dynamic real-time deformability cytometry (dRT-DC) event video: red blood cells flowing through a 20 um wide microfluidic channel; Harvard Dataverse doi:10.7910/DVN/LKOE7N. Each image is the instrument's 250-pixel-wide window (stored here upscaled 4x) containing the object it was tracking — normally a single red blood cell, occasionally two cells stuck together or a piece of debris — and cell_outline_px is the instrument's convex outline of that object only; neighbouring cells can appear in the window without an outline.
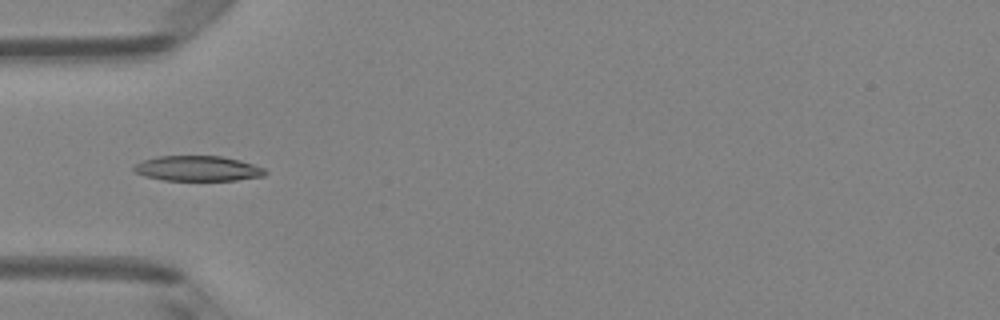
{"species": "Egyptian fruit bat (a non-hibernating species)", "species_latin": "Rousettus aegyptiacus", "temperature_condition": "room temperature", "stored_images_in_passage": 5, "camera_frame_rate_fps": 3000, "um_per_image_px": 0.085, "animal": {"sex": "female"}, "frame": {"image": 1, "passage_image": 4, "time_ms": 1.0, "image_size_px": [1000, 320], "cell_outline_px": [[268, 172], [264, 176], [236, 180], [164, 180], [144, 176], [136, 172], [132, 168], [132, 164], [156, 156], [220, 156], [240, 160], [264, 168]], "centroid_in_image_um": [16.78, 14.32], "position_along_channel_um": 68.2, "area_um2": 19.31}}
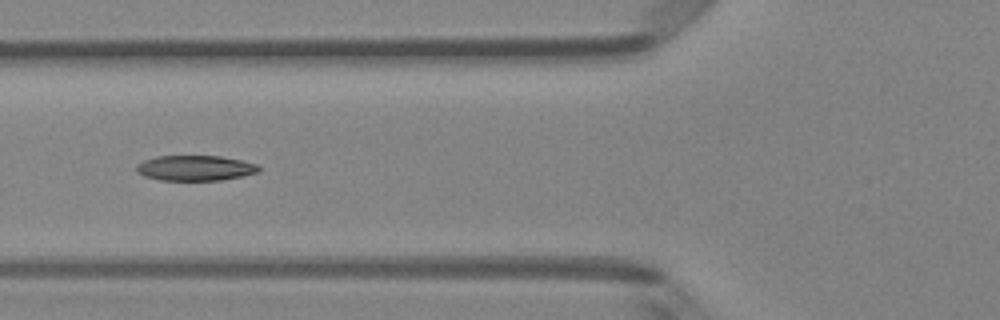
{"frame": {"image": 2, "passage_image": 5, "time_ms": 1.333, "image_size_px": [1000, 320], "cell_outline_px": [[260, 172], [220, 180], [160, 180], [144, 176], [136, 172], [136, 164], [144, 160], [156, 156], [220, 156], [240, 160], [256, 164], [260, 168]], "centroid_in_image_um": [16.55, 14.28], "position_along_channel_um": 109.2, "area_um2": 17.98}}